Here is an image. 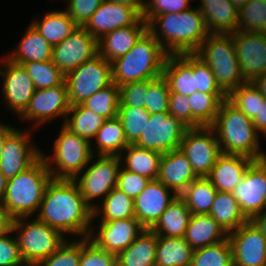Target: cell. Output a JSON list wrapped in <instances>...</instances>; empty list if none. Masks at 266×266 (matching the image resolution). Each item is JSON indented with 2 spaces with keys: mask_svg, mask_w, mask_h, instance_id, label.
Segmentation results:
<instances>
[{
  "mask_svg": "<svg viewBox=\"0 0 266 266\" xmlns=\"http://www.w3.org/2000/svg\"><path fill=\"white\" fill-rule=\"evenodd\" d=\"M35 217L67 239H79L89 236L93 210L84 201L74 179L52 178Z\"/></svg>",
  "mask_w": 266,
  "mask_h": 266,
  "instance_id": "6da1fadb",
  "label": "cell"
},
{
  "mask_svg": "<svg viewBox=\"0 0 266 266\" xmlns=\"http://www.w3.org/2000/svg\"><path fill=\"white\" fill-rule=\"evenodd\" d=\"M148 31L169 55L195 53L209 35L197 5L180 13L156 15Z\"/></svg>",
  "mask_w": 266,
  "mask_h": 266,
  "instance_id": "7a4b0ae2",
  "label": "cell"
},
{
  "mask_svg": "<svg viewBox=\"0 0 266 266\" xmlns=\"http://www.w3.org/2000/svg\"><path fill=\"white\" fill-rule=\"evenodd\" d=\"M210 127L223 154L244 155L253 160L266 158V150L261 148L260 134L252 119L228 99L220 104L217 117Z\"/></svg>",
  "mask_w": 266,
  "mask_h": 266,
  "instance_id": "3957f363",
  "label": "cell"
},
{
  "mask_svg": "<svg viewBox=\"0 0 266 266\" xmlns=\"http://www.w3.org/2000/svg\"><path fill=\"white\" fill-rule=\"evenodd\" d=\"M52 180L47 164L41 156L32 166L7 180L6 193L0 202L14 219L36 216L47 185Z\"/></svg>",
  "mask_w": 266,
  "mask_h": 266,
  "instance_id": "277c9868",
  "label": "cell"
},
{
  "mask_svg": "<svg viewBox=\"0 0 266 266\" xmlns=\"http://www.w3.org/2000/svg\"><path fill=\"white\" fill-rule=\"evenodd\" d=\"M169 54L147 30L135 46L112 63V82L118 86L157 79L163 75L164 64Z\"/></svg>",
  "mask_w": 266,
  "mask_h": 266,
  "instance_id": "5b68a950",
  "label": "cell"
},
{
  "mask_svg": "<svg viewBox=\"0 0 266 266\" xmlns=\"http://www.w3.org/2000/svg\"><path fill=\"white\" fill-rule=\"evenodd\" d=\"M195 54L212 70L217 85L227 96L246 83L240 71L232 34H209Z\"/></svg>",
  "mask_w": 266,
  "mask_h": 266,
  "instance_id": "8992f818",
  "label": "cell"
},
{
  "mask_svg": "<svg viewBox=\"0 0 266 266\" xmlns=\"http://www.w3.org/2000/svg\"><path fill=\"white\" fill-rule=\"evenodd\" d=\"M60 127L51 153L42 150L41 155L53 179H75L93 157L91 143L63 124Z\"/></svg>",
  "mask_w": 266,
  "mask_h": 266,
  "instance_id": "52a82bcc",
  "label": "cell"
},
{
  "mask_svg": "<svg viewBox=\"0 0 266 266\" xmlns=\"http://www.w3.org/2000/svg\"><path fill=\"white\" fill-rule=\"evenodd\" d=\"M13 232L18 240L22 260L27 266H35L40 260L52 255L67 239L35 216L14 219Z\"/></svg>",
  "mask_w": 266,
  "mask_h": 266,
  "instance_id": "ba28073f",
  "label": "cell"
},
{
  "mask_svg": "<svg viewBox=\"0 0 266 266\" xmlns=\"http://www.w3.org/2000/svg\"><path fill=\"white\" fill-rule=\"evenodd\" d=\"M120 167L119 156L93 155L88 165L74 179L84 201L92 210L116 187Z\"/></svg>",
  "mask_w": 266,
  "mask_h": 266,
  "instance_id": "9c48e42d",
  "label": "cell"
},
{
  "mask_svg": "<svg viewBox=\"0 0 266 266\" xmlns=\"http://www.w3.org/2000/svg\"><path fill=\"white\" fill-rule=\"evenodd\" d=\"M70 106L83 103L88 97L112 84V63L101 55L84 62L65 75Z\"/></svg>",
  "mask_w": 266,
  "mask_h": 266,
  "instance_id": "30bf717a",
  "label": "cell"
},
{
  "mask_svg": "<svg viewBox=\"0 0 266 266\" xmlns=\"http://www.w3.org/2000/svg\"><path fill=\"white\" fill-rule=\"evenodd\" d=\"M67 84L64 81L61 85L47 89H35L27 108L17 117L22 123H31L29 128L39 129L45 127L52 120L62 119L64 124L69 112Z\"/></svg>",
  "mask_w": 266,
  "mask_h": 266,
  "instance_id": "8fae6325",
  "label": "cell"
},
{
  "mask_svg": "<svg viewBox=\"0 0 266 266\" xmlns=\"http://www.w3.org/2000/svg\"><path fill=\"white\" fill-rule=\"evenodd\" d=\"M180 150L187 156L198 178L207 177L222 154L216 134L210 126L188 128Z\"/></svg>",
  "mask_w": 266,
  "mask_h": 266,
  "instance_id": "7c38bea8",
  "label": "cell"
},
{
  "mask_svg": "<svg viewBox=\"0 0 266 266\" xmlns=\"http://www.w3.org/2000/svg\"><path fill=\"white\" fill-rule=\"evenodd\" d=\"M34 131L32 128L23 130L22 127H17L6 138L0 160V171L7 180L28 169L42 156V149L33 141Z\"/></svg>",
  "mask_w": 266,
  "mask_h": 266,
  "instance_id": "4fadbf2b",
  "label": "cell"
},
{
  "mask_svg": "<svg viewBox=\"0 0 266 266\" xmlns=\"http://www.w3.org/2000/svg\"><path fill=\"white\" fill-rule=\"evenodd\" d=\"M1 93L6 111L18 117L28 106L35 87L22 65L11 62L4 55L0 57Z\"/></svg>",
  "mask_w": 266,
  "mask_h": 266,
  "instance_id": "5bb4252c",
  "label": "cell"
},
{
  "mask_svg": "<svg viewBox=\"0 0 266 266\" xmlns=\"http://www.w3.org/2000/svg\"><path fill=\"white\" fill-rule=\"evenodd\" d=\"M144 229L136 217L112 221H92L88 238L97 247L118 255L128 248Z\"/></svg>",
  "mask_w": 266,
  "mask_h": 266,
  "instance_id": "9a60e30c",
  "label": "cell"
},
{
  "mask_svg": "<svg viewBox=\"0 0 266 266\" xmlns=\"http://www.w3.org/2000/svg\"><path fill=\"white\" fill-rule=\"evenodd\" d=\"M188 127L169 113L150 114L149 122L136 143L137 146L168 153L180 149Z\"/></svg>",
  "mask_w": 266,
  "mask_h": 266,
  "instance_id": "2e32d148",
  "label": "cell"
},
{
  "mask_svg": "<svg viewBox=\"0 0 266 266\" xmlns=\"http://www.w3.org/2000/svg\"><path fill=\"white\" fill-rule=\"evenodd\" d=\"M232 194L248 220H252L265 210L266 158L254 160L249 165L243 179L235 187Z\"/></svg>",
  "mask_w": 266,
  "mask_h": 266,
  "instance_id": "e0dca14e",
  "label": "cell"
},
{
  "mask_svg": "<svg viewBox=\"0 0 266 266\" xmlns=\"http://www.w3.org/2000/svg\"><path fill=\"white\" fill-rule=\"evenodd\" d=\"M97 55L98 40L78 26L65 40L53 46L52 62L66 75Z\"/></svg>",
  "mask_w": 266,
  "mask_h": 266,
  "instance_id": "ac0fdd59",
  "label": "cell"
},
{
  "mask_svg": "<svg viewBox=\"0 0 266 266\" xmlns=\"http://www.w3.org/2000/svg\"><path fill=\"white\" fill-rule=\"evenodd\" d=\"M233 266H266V238L252 221L228 234Z\"/></svg>",
  "mask_w": 266,
  "mask_h": 266,
  "instance_id": "d6986e66",
  "label": "cell"
},
{
  "mask_svg": "<svg viewBox=\"0 0 266 266\" xmlns=\"http://www.w3.org/2000/svg\"><path fill=\"white\" fill-rule=\"evenodd\" d=\"M240 71L246 82L266 72V33L239 31L232 33Z\"/></svg>",
  "mask_w": 266,
  "mask_h": 266,
  "instance_id": "ffe728a7",
  "label": "cell"
},
{
  "mask_svg": "<svg viewBox=\"0 0 266 266\" xmlns=\"http://www.w3.org/2000/svg\"><path fill=\"white\" fill-rule=\"evenodd\" d=\"M141 18L136 8L104 0L83 27L98 40L108 32L135 25Z\"/></svg>",
  "mask_w": 266,
  "mask_h": 266,
  "instance_id": "44dd1931",
  "label": "cell"
},
{
  "mask_svg": "<svg viewBox=\"0 0 266 266\" xmlns=\"http://www.w3.org/2000/svg\"><path fill=\"white\" fill-rule=\"evenodd\" d=\"M176 196L158 179L150 180L134 199L135 217L145 229H151Z\"/></svg>",
  "mask_w": 266,
  "mask_h": 266,
  "instance_id": "7402d4cb",
  "label": "cell"
},
{
  "mask_svg": "<svg viewBox=\"0 0 266 266\" xmlns=\"http://www.w3.org/2000/svg\"><path fill=\"white\" fill-rule=\"evenodd\" d=\"M197 178L187 156L180 149L162 153L158 180L177 196Z\"/></svg>",
  "mask_w": 266,
  "mask_h": 266,
  "instance_id": "603a6c76",
  "label": "cell"
},
{
  "mask_svg": "<svg viewBox=\"0 0 266 266\" xmlns=\"http://www.w3.org/2000/svg\"><path fill=\"white\" fill-rule=\"evenodd\" d=\"M148 30V23L141 18L135 25L118 28L98 39V54L109 62L127 54Z\"/></svg>",
  "mask_w": 266,
  "mask_h": 266,
  "instance_id": "cb8c5ba5",
  "label": "cell"
},
{
  "mask_svg": "<svg viewBox=\"0 0 266 266\" xmlns=\"http://www.w3.org/2000/svg\"><path fill=\"white\" fill-rule=\"evenodd\" d=\"M253 161L244 155L222 153L206 178L217 191L232 193Z\"/></svg>",
  "mask_w": 266,
  "mask_h": 266,
  "instance_id": "d4e9b609",
  "label": "cell"
},
{
  "mask_svg": "<svg viewBox=\"0 0 266 266\" xmlns=\"http://www.w3.org/2000/svg\"><path fill=\"white\" fill-rule=\"evenodd\" d=\"M163 77L168 81L170 93L190 96L197 92L194 53L168 55L164 64Z\"/></svg>",
  "mask_w": 266,
  "mask_h": 266,
  "instance_id": "484cf974",
  "label": "cell"
},
{
  "mask_svg": "<svg viewBox=\"0 0 266 266\" xmlns=\"http://www.w3.org/2000/svg\"><path fill=\"white\" fill-rule=\"evenodd\" d=\"M197 4L209 34L237 31L239 10L231 0H200Z\"/></svg>",
  "mask_w": 266,
  "mask_h": 266,
  "instance_id": "4316f807",
  "label": "cell"
},
{
  "mask_svg": "<svg viewBox=\"0 0 266 266\" xmlns=\"http://www.w3.org/2000/svg\"><path fill=\"white\" fill-rule=\"evenodd\" d=\"M52 54L53 46L30 23L17 46L4 56L11 62L22 65L30 61H50Z\"/></svg>",
  "mask_w": 266,
  "mask_h": 266,
  "instance_id": "83f0119b",
  "label": "cell"
},
{
  "mask_svg": "<svg viewBox=\"0 0 266 266\" xmlns=\"http://www.w3.org/2000/svg\"><path fill=\"white\" fill-rule=\"evenodd\" d=\"M184 238L197 250L222 242L228 234L209 214H192Z\"/></svg>",
  "mask_w": 266,
  "mask_h": 266,
  "instance_id": "f1b7e54d",
  "label": "cell"
},
{
  "mask_svg": "<svg viewBox=\"0 0 266 266\" xmlns=\"http://www.w3.org/2000/svg\"><path fill=\"white\" fill-rule=\"evenodd\" d=\"M162 153L137 146L128 145L119 155L121 166L150 180L158 179Z\"/></svg>",
  "mask_w": 266,
  "mask_h": 266,
  "instance_id": "f546056e",
  "label": "cell"
},
{
  "mask_svg": "<svg viewBox=\"0 0 266 266\" xmlns=\"http://www.w3.org/2000/svg\"><path fill=\"white\" fill-rule=\"evenodd\" d=\"M120 119H106L91 141L93 155L119 156L128 146Z\"/></svg>",
  "mask_w": 266,
  "mask_h": 266,
  "instance_id": "4dcf8cb0",
  "label": "cell"
},
{
  "mask_svg": "<svg viewBox=\"0 0 266 266\" xmlns=\"http://www.w3.org/2000/svg\"><path fill=\"white\" fill-rule=\"evenodd\" d=\"M157 235L144 229L137 239L117 255V266H155Z\"/></svg>",
  "mask_w": 266,
  "mask_h": 266,
  "instance_id": "1f68e13d",
  "label": "cell"
},
{
  "mask_svg": "<svg viewBox=\"0 0 266 266\" xmlns=\"http://www.w3.org/2000/svg\"><path fill=\"white\" fill-rule=\"evenodd\" d=\"M33 19L31 24L52 46L59 44L71 35L78 27L64 10L44 12L41 20Z\"/></svg>",
  "mask_w": 266,
  "mask_h": 266,
  "instance_id": "d6a6232c",
  "label": "cell"
},
{
  "mask_svg": "<svg viewBox=\"0 0 266 266\" xmlns=\"http://www.w3.org/2000/svg\"><path fill=\"white\" fill-rule=\"evenodd\" d=\"M191 215L185 201L176 196L151 230L157 236L184 237Z\"/></svg>",
  "mask_w": 266,
  "mask_h": 266,
  "instance_id": "836d02e7",
  "label": "cell"
},
{
  "mask_svg": "<svg viewBox=\"0 0 266 266\" xmlns=\"http://www.w3.org/2000/svg\"><path fill=\"white\" fill-rule=\"evenodd\" d=\"M193 251L184 237L157 236L155 266H190Z\"/></svg>",
  "mask_w": 266,
  "mask_h": 266,
  "instance_id": "e575fe53",
  "label": "cell"
},
{
  "mask_svg": "<svg viewBox=\"0 0 266 266\" xmlns=\"http://www.w3.org/2000/svg\"><path fill=\"white\" fill-rule=\"evenodd\" d=\"M209 215L229 234L248 221L232 193L217 192Z\"/></svg>",
  "mask_w": 266,
  "mask_h": 266,
  "instance_id": "d590c367",
  "label": "cell"
},
{
  "mask_svg": "<svg viewBox=\"0 0 266 266\" xmlns=\"http://www.w3.org/2000/svg\"><path fill=\"white\" fill-rule=\"evenodd\" d=\"M188 99L191 104V128H198L213 124L220 104L227 99V95L197 91L188 96Z\"/></svg>",
  "mask_w": 266,
  "mask_h": 266,
  "instance_id": "8d00e7d4",
  "label": "cell"
},
{
  "mask_svg": "<svg viewBox=\"0 0 266 266\" xmlns=\"http://www.w3.org/2000/svg\"><path fill=\"white\" fill-rule=\"evenodd\" d=\"M133 217H135L134 199L115 187L93 210L92 221H112Z\"/></svg>",
  "mask_w": 266,
  "mask_h": 266,
  "instance_id": "74e56055",
  "label": "cell"
},
{
  "mask_svg": "<svg viewBox=\"0 0 266 266\" xmlns=\"http://www.w3.org/2000/svg\"><path fill=\"white\" fill-rule=\"evenodd\" d=\"M105 118L84 107L82 104L70 106L64 126L90 143L102 127Z\"/></svg>",
  "mask_w": 266,
  "mask_h": 266,
  "instance_id": "f35d334b",
  "label": "cell"
},
{
  "mask_svg": "<svg viewBox=\"0 0 266 266\" xmlns=\"http://www.w3.org/2000/svg\"><path fill=\"white\" fill-rule=\"evenodd\" d=\"M217 189L206 178H197L179 195L186 203L191 214H209L214 203Z\"/></svg>",
  "mask_w": 266,
  "mask_h": 266,
  "instance_id": "ab89813d",
  "label": "cell"
},
{
  "mask_svg": "<svg viewBox=\"0 0 266 266\" xmlns=\"http://www.w3.org/2000/svg\"><path fill=\"white\" fill-rule=\"evenodd\" d=\"M119 97V86L116 83H112L88 97L81 104L105 119H111L118 114Z\"/></svg>",
  "mask_w": 266,
  "mask_h": 266,
  "instance_id": "60d3db41",
  "label": "cell"
},
{
  "mask_svg": "<svg viewBox=\"0 0 266 266\" xmlns=\"http://www.w3.org/2000/svg\"><path fill=\"white\" fill-rule=\"evenodd\" d=\"M29 77L33 81L35 89H47L61 85L65 81V75L50 61L25 62L22 64Z\"/></svg>",
  "mask_w": 266,
  "mask_h": 266,
  "instance_id": "b9f144b4",
  "label": "cell"
},
{
  "mask_svg": "<svg viewBox=\"0 0 266 266\" xmlns=\"http://www.w3.org/2000/svg\"><path fill=\"white\" fill-rule=\"evenodd\" d=\"M190 266H233L229 239L194 250Z\"/></svg>",
  "mask_w": 266,
  "mask_h": 266,
  "instance_id": "7bdbcfd3",
  "label": "cell"
},
{
  "mask_svg": "<svg viewBox=\"0 0 266 266\" xmlns=\"http://www.w3.org/2000/svg\"><path fill=\"white\" fill-rule=\"evenodd\" d=\"M117 117L120 119L128 144H136L140 139L150 113L145 108L119 106Z\"/></svg>",
  "mask_w": 266,
  "mask_h": 266,
  "instance_id": "ee69618b",
  "label": "cell"
},
{
  "mask_svg": "<svg viewBox=\"0 0 266 266\" xmlns=\"http://www.w3.org/2000/svg\"><path fill=\"white\" fill-rule=\"evenodd\" d=\"M227 99L253 120L258 115L260 101H264L265 97L252 82H246L235 88Z\"/></svg>",
  "mask_w": 266,
  "mask_h": 266,
  "instance_id": "f6af8a7d",
  "label": "cell"
},
{
  "mask_svg": "<svg viewBox=\"0 0 266 266\" xmlns=\"http://www.w3.org/2000/svg\"><path fill=\"white\" fill-rule=\"evenodd\" d=\"M237 30L266 33V2L250 0L239 9Z\"/></svg>",
  "mask_w": 266,
  "mask_h": 266,
  "instance_id": "bcb514c9",
  "label": "cell"
},
{
  "mask_svg": "<svg viewBox=\"0 0 266 266\" xmlns=\"http://www.w3.org/2000/svg\"><path fill=\"white\" fill-rule=\"evenodd\" d=\"M81 257V238L66 239L52 255L40 260L35 266H78Z\"/></svg>",
  "mask_w": 266,
  "mask_h": 266,
  "instance_id": "7dc6e473",
  "label": "cell"
},
{
  "mask_svg": "<svg viewBox=\"0 0 266 266\" xmlns=\"http://www.w3.org/2000/svg\"><path fill=\"white\" fill-rule=\"evenodd\" d=\"M170 88L163 75L148 86L145 109L150 114L169 112Z\"/></svg>",
  "mask_w": 266,
  "mask_h": 266,
  "instance_id": "c3c4849f",
  "label": "cell"
},
{
  "mask_svg": "<svg viewBox=\"0 0 266 266\" xmlns=\"http://www.w3.org/2000/svg\"><path fill=\"white\" fill-rule=\"evenodd\" d=\"M78 266H117V255L97 247L88 237L81 238Z\"/></svg>",
  "mask_w": 266,
  "mask_h": 266,
  "instance_id": "681fc988",
  "label": "cell"
},
{
  "mask_svg": "<svg viewBox=\"0 0 266 266\" xmlns=\"http://www.w3.org/2000/svg\"><path fill=\"white\" fill-rule=\"evenodd\" d=\"M155 79L141 80L119 86V106L145 108L148 86Z\"/></svg>",
  "mask_w": 266,
  "mask_h": 266,
  "instance_id": "f907efd6",
  "label": "cell"
},
{
  "mask_svg": "<svg viewBox=\"0 0 266 266\" xmlns=\"http://www.w3.org/2000/svg\"><path fill=\"white\" fill-rule=\"evenodd\" d=\"M191 0H146L142 18L149 23L156 15L180 13L194 6Z\"/></svg>",
  "mask_w": 266,
  "mask_h": 266,
  "instance_id": "816d5d0a",
  "label": "cell"
},
{
  "mask_svg": "<svg viewBox=\"0 0 266 266\" xmlns=\"http://www.w3.org/2000/svg\"><path fill=\"white\" fill-rule=\"evenodd\" d=\"M66 12L73 22L83 27L89 18L95 13L104 0H65Z\"/></svg>",
  "mask_w": 266,
  "mask_h": 266,
  "instance_id": "f5cc1de1",
  "label": "cell"
},
{
  "mask_svg": "<svg viewBox=\"0 0 266 266\" xmlns=\"http://www.w3.org/2000/svg\"><path fill=\"white\" fill-rule=\"evenodd\" d=\"M149 181L150 179L128 171L121 166L117 175L116 188L135 199L144 190Z\"/></svg>",
  "mask_w": 266,
  "mask_h": 266,
  "instance_id": "db71d44e",
  "label": "cell"
},
{
  "mask_svg": "<svg viewBox=\"0 0 266 266\" xmlns=\"http://www.w3.org/2000/svg\"><path fill=\"white\" fill-rule=\"evenodd\" d=\"M194 75H196L197 91L205 93H224L217 85L212 70L195 53H194Z\"/></svg>",
  "mask_w": 266,
  "mask_h": 266,
  "instance_id": "11a10c76",
  "label": "cell"
},
{
  "mask_svg": "<svg viewBox=\"0 0 266 266\" xmlns=\"http://www.w3.org/2000/svg\"><path fill=\"white\" fill-rule=\"evenodd\" d=\"M0 266H27L20 255L18 240L13 231L0 239Z\"/></svg>",
  "mask_w": 266,
  "mask_h": 266,
  "instance_id": "9f6ffc18",
  "label": "cell"
},
{
  "mask_svg": "<svg viewBox=\"0 0 266 266\" xmlns=\"http://www.w3.org/2000/svg\"><path fill=\"white\" fill-rule=\"evenodd\" d=\"M168 113L191 128V104H189L188 96L181 93H170Z\"/></svg>",
  "mask_w": 266,
  "mask_h": 266,
  "instance_id": "6f0895ef",
  "label": "cell"
},
{
  "mask_svg": "<svg viewBox=\"0 0 266 266\" xmlns=\"http://www.w3.org/2000/svg\"><path fill=\"white\" fill-rule=\"evenodd\" d=\"M257 132L266 139V98L260 101L258 115L252 120Z\"/></svg>",
  "mask_w": 266,
  "mask_h": 266,
  "instance_id": "680465c9",
  "label": "cell"
},
{
  "mask_svg": "<svg viewBox=\"0 0 266 266\" xmlns=\"http://www.w3.org/2000/svg\"><path fill=\"white\" fill-rule=\"evenodd\" d=\"M14 218L0 205V239L13 231Z\"/></svg>",
  "mask_w": 266,
  "mask_h": 266,
  "instance_id": "91938a15",
  "label": "cell"
},
{
  "mask_svg": "<svg viewBox=\"0 0 266 266\" xmlns=\"http://www.w3.org/2000/svg\"><path fill=\"white\" fill-rule=\"evenodd\" d=\"M15 125H10L8 122L3 123L0 120V160L2 157L3 146L6 138L16 129Z\"/></svg>",
  "mask_w": 266,
  "mask_h": 266,
  "instance_id": "94428289",
  "label": "cell"
},
{
  "mask_svg": "<svg viewBox=\"0 0 266 266\" xmlns=\"http://www.w3.org/2000/svg\"><path fill=\"white\" fill-rule=\"evenodd\" d=\"M112 2H117L129 7L136 8L141 14L143 13L146 0H109Z\"/></svg>",
  "mask_w": 266,
  "mask_h": 266,
  "instance_id": "6125c7cd",
  "label": "cell"
},
{
  "mask_svg": "<svg viewBox=\"0 0 266 266\" xmlns=\"http://www.w3.org/2000/svg\"><path fill=\"white\" fill-rule=\"evenodd\" d=\"M252 221L258 226V228L262 231V234L266 238V210L256 215Z\"/></svg>",
  "mask_w": 266,
  "mask_h": 266,
  "instance_id": "be15d7a7",
  "label": "cell"
},
{
  "mask_svg": "<svg viewBox=\"0 0 266 266\" xmlns=\"http://www.w3.org/2000/svg\"><path fill=\"white\" fill-rule=\"evenodd\" d=\"M252 83L266 98V72L263 75L256 77Z\"/></svg>",
  "mask_w": 266,
  "mask_h": 266,
  "instance_id": "e7e4bbea",
  "label": "cell"
},
{
  "mask_svg": "<svg viewBox=\"0 0 266 266\" xmlns=\"http://www.w3.org/2000/svg\"><path fill=\"white\" fill-rule=\"evenodd\" d=\"M7 179L0 171V202L6 193Z\"/></svg>",
  "mask_w": 266,
  "mask_h": 266,
  "instance_id": "03108f58",
  "label": "cell"
},
{
  "mask_svg": "<svg viewBox=\"0 0 266 266\" xmlns=\"http://www.w3.org/2000/svg\"><path fill=\"white\" fill-rule=\"evenodd\" d=\"M235 6L238 8V10L246 5L250 0H231Z\"/></svg>",
  "mask_w": 266,
  "mask_h": 266,
  "instance_id": "003e7915",
  "label": "cell"
}]
</instances>
